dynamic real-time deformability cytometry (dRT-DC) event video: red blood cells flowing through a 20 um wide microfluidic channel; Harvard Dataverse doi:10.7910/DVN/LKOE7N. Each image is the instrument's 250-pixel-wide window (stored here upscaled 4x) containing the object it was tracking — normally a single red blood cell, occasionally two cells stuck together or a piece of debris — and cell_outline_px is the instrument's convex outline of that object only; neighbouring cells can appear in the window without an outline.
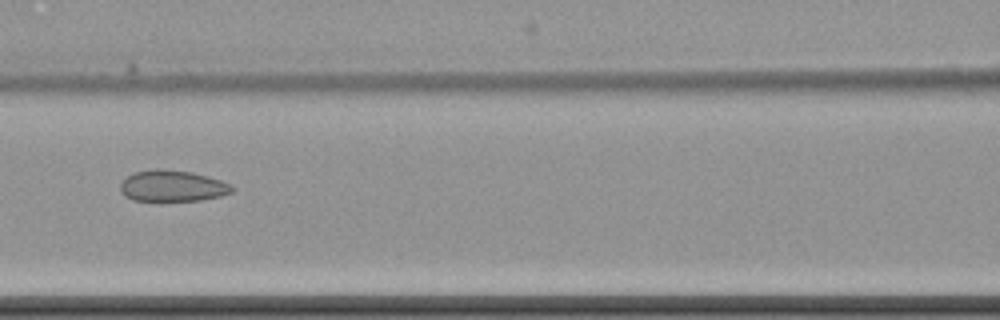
{"species": "common noctule bat (a hibernating species)", "species_latin": "Nyctalus noctula", "temperature_condition": "cold", "stored_images_in_passage": 6, "camera_frame_rate_fps": 3000, "um_per_image_px": 0.085, "animal": {"sex": "female", "body_mass_g": 22.7, "forearm_length_mm": 54.2}, "frame": {"image": 1, "passage_image": 5, "time_ms": 5.0, "image_size_px": [1000, 320], "cell_outline_px": [[236, 188], [232, 192], [220, 196], [200, 200], [160, 204], [132, 200], [124, 196], [120, 192], [120, 184], [132, 172], [156, 168], [160, 168], [192, 172], [208, 176], [232, 184]], "centroid_in_image_um": [14.63, 15.85], "position_along_channel_um": 152.0, "area_um2": 21.44}}
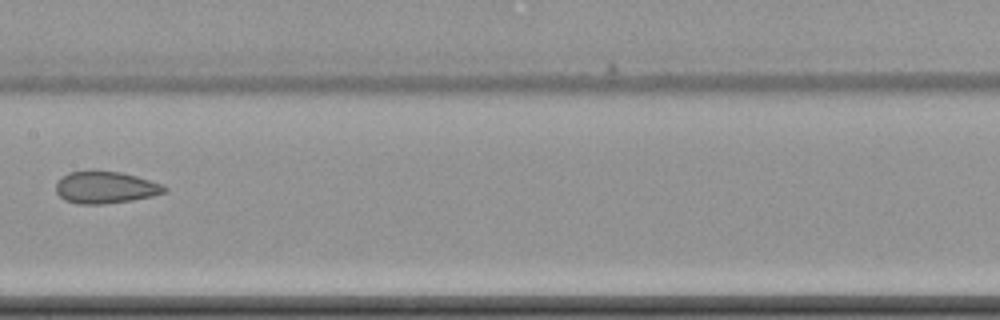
{"frame": {"image": 2, "passage_image": 6, "time_ms": 6.333, "image_size_px": [1000, 320], "cell_outline_px": [[168, 192], [152, 196], [132, 200], [104, 204], [80, 204], [64, 200], [56, 192], [56, 184], [68, 172], [88, 168], [92, 168], [120, 172], [136, 176], [164, 184], [168, 188]], "centroid_in_image_um": [8.98, 15.9], "position_along_channel_um": 198.4, "area_um2": 20.81}}